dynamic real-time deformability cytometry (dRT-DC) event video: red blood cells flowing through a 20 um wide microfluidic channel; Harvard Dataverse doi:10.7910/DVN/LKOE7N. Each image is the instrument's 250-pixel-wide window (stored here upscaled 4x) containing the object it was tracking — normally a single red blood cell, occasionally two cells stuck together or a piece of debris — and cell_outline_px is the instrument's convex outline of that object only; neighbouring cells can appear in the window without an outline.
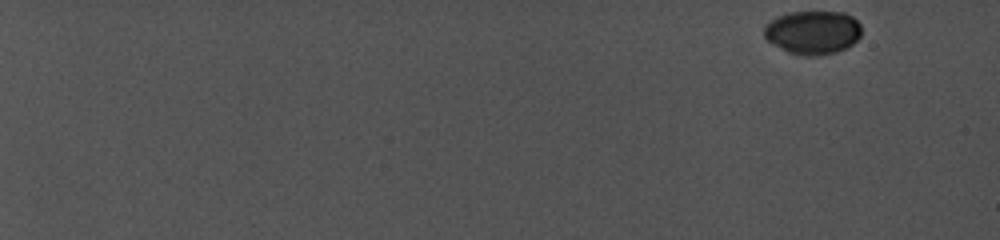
{"species": "common noctule bat (a hibernating species)", "species_latin": "Nyctalus noctula", "temperature_condition": "cold", "stored_images_in_passage": 40, "camera_frame_rate_fps": 5000, "um_per_image_px": 0.085, "animal": {"sex": "female", "body_mass_g": 19.0, "forearm_length_mm": 56.7}, "frame": {"image": 1, "passage_image": 1, "time_ms": 0.0, "image_size_px": [1000, 240], "cell_outline_px": [[860, 36], [852, 44], [836, 52], [812, 56], [804, 56], [788, 52], [772, 44], [764, 36], [764, 24], [776, 16], [788, 12], [844, 12], [852, 16], [860, 24]], "centroid_in_image_um": [69.05, 2.74], "position_along_channel_um": 15.9, "area_um2": 24.8}}
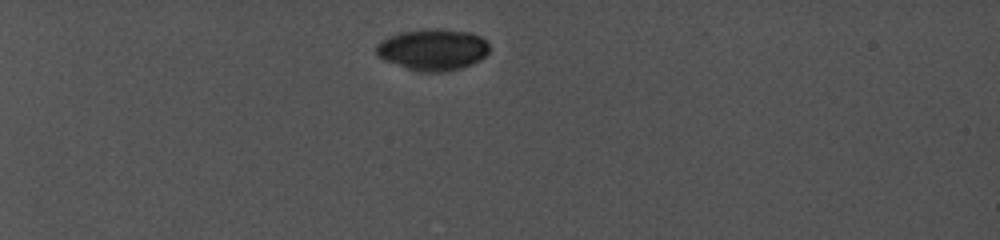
{"frame": {"image": 2, "passage_image": 21, "time_ms": 5.4, "image_size_px": [1000, 240], "cell_outline_px": [[488, 52], [480, 60], [472, 64], [448, 72], [416, 72], [384, 60], [376, 56], [376, 44], [380, 40], [388, 36], [400, 32], [428, 28], [436, 28], [468, 32], [480, 36], [488, 44]], "centroid_in_image_um": [36.74, 4.22], "position_along_channel_um": 48.3, "area_um2": 27.63}}
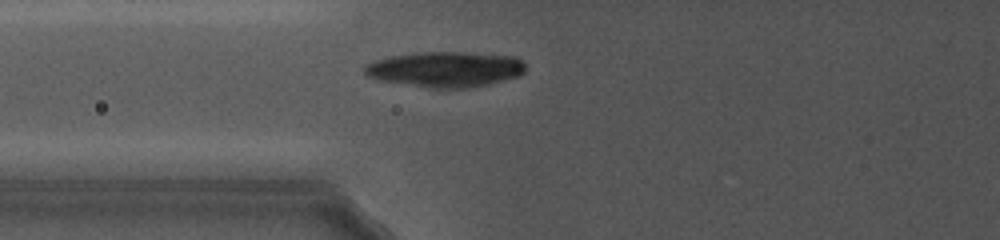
{"frame": {"image": 3, "passage_image": 40, "time_ms": 8.6, "image_size_px": [1000, 240], "cell_outline_px": [[528, 68], [520, 76], [472, 88], [432, 88], [376, 80], [364, 76], [364, 64], [372, 60], [388, 56], [420, 52], [472, 52], [516, 56], [524, 60]], "centroid_in_image_um": [37.86, 5.88], "position_along_channel_um": 87.9, "area_um2": 34.1}}